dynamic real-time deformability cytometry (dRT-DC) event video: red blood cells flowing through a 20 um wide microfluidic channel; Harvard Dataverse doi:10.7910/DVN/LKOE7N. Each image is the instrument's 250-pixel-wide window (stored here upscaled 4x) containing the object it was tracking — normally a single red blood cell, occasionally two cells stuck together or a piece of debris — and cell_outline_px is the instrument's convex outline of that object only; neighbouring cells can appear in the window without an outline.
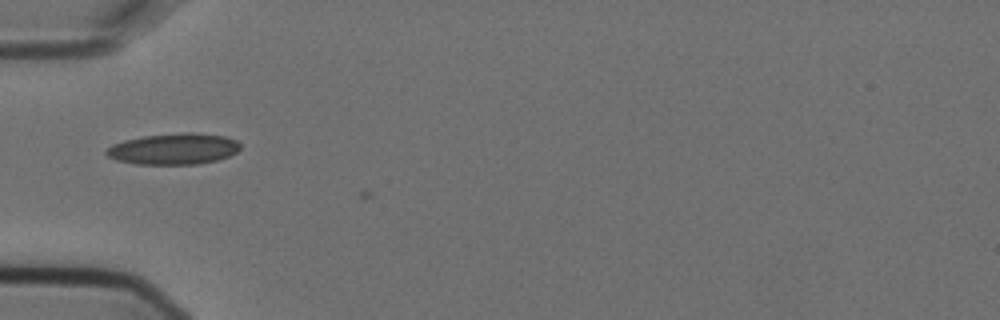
{"species": "Egyptian fruit bat (a non-hibernating species)", "species_latin": "Rousettus aegyptiacus", "temperature_condition": "cold", "stored_images_in_passage": 4, "camera_frame_rate_fps": 3000, "um_per_image_px": 0.085, "animal": {"sex": "female"}, "frame": {"image": 1, "passage_image": 3, "time_ms": 0.667, "image_size_px": [1000, 320], "cell_outline_px": [[240, 148], [236, 152], [228, 156], [216, 160], [196, 164], [136, 164], [116, 160], [108, 156], [104, 152], [112, 144], [124, 140], [144, 136], [180, 132], [192, 132], [224, 136], [236, 140], [240, 144]], "centroid_in_image_um": [14.75, 12.65], "position_along_channel_um": 70.3, "area_um2": 24.28}}